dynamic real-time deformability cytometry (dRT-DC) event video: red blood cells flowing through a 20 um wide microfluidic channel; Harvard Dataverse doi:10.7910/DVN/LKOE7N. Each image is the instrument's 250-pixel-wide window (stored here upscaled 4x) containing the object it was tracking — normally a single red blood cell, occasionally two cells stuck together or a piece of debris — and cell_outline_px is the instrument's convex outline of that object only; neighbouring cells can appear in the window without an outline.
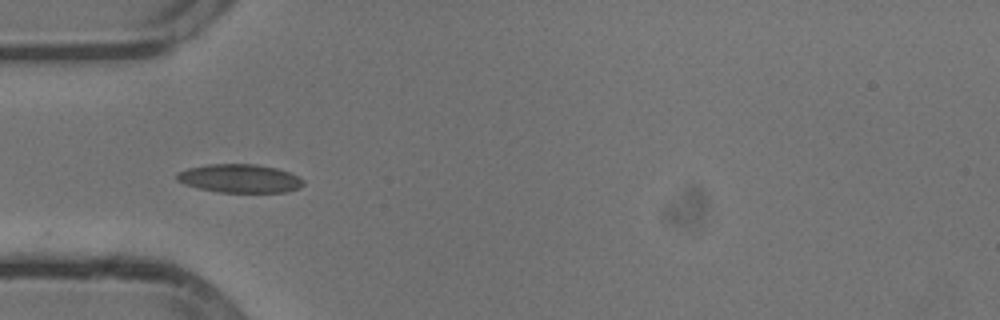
{"species": "common noctule bat (a hibernating species)", "species_latin": "Nyctalus noctula", "temperature_condition": "cold", "stored_images_in_passage": 18, "camera_frame_rate_fps": 3000, "um_per_image_px": 0.085, "animal": {"sex": "male", "body_mass_g": 13.3}, "frame": {"image": 1, "passage_image": 1, "time_ms": 0.0, "image_size_px": [1000, 320], "cell_outline_px": [[304, 184], [300, 188], [284, 192], [220, 192], [200, 188], [184, 184], [176, 180], [176, 176], [180, 172], [188, 168], [208, 164], [256, 164], [276, 168], [288, 172], [304, 180]], "centroid_in_image_um": [20.38, 15.17], "position_along_channel_um": 64.6, "area_um2": 20.81}}
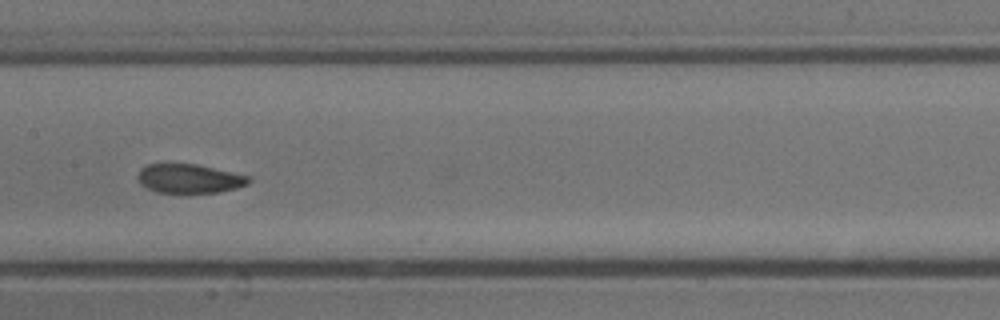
{"frame": {"image": 2, "passage_image": 11, "time_ms": 3.333, "image_size_px": [1000, 320], "cell_outline_px": [[252, 180], [248, 184], [236, 188], [220, 192], [188, 196], [156, 192], [140, 184], [136, 176], [140, 168], [148, 164], [196, 164], [248, 176]], "centroid_in_image_um": [16.06, 15.23], "position_along_channel_um": 191.3, "area_um2": 19.54}}
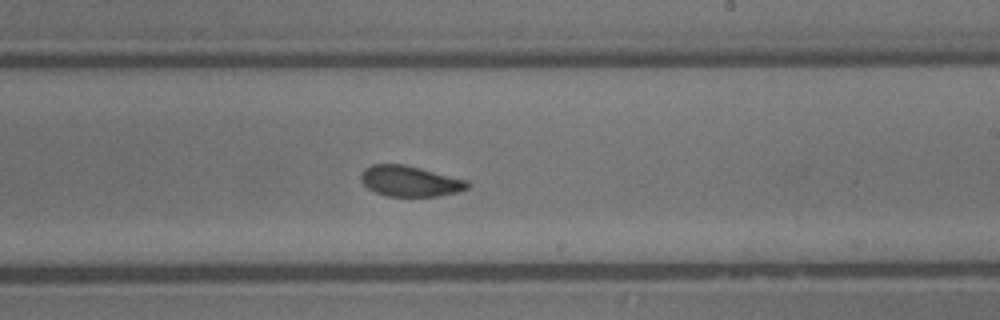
{"frame": {"image": 3, "passage_image": 16, "time_ms": 5.0, "image_size_px": [1000, 320], "cell_outline_px": [[468, 188], [456, 192], [440, 196], [388, 196], [376, 192], [368, 188], [360, 180], [360, 176], [364, 168], [372, 164], [404, 164], [468, 180]], "centroid_in_image_um": [34.82, 15.39], "position_along_channel_um": 254.2, "area_um2": 18.96}}